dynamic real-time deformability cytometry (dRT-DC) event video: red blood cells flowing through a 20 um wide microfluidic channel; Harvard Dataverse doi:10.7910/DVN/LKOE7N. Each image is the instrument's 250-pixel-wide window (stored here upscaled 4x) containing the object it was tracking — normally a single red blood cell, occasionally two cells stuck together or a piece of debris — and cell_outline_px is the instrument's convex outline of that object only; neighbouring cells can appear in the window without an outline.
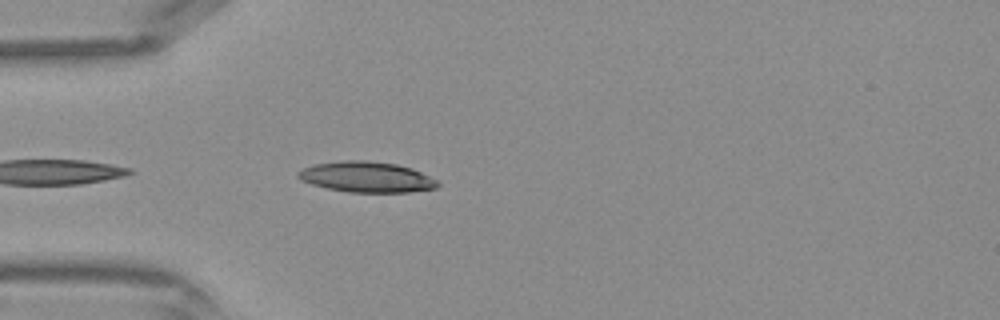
{"species": "Egyptian fruit bat (a non-hibernating species)", "species_latin": "Rousettus aegyptiacus", "temperature_condition": "warm", "stored_images_in_passage": 8, "camera_frame_rate_fps": 3000, "um_per_image_px": 0.085, "frame": {"image": 1, "passage_image": 2, "time_ms": 0.333, "image_size_px": [1000, 320], "cell_outline_px": [[440, 184], [436, 188], [408, 192], [348, 192], [328, 188], [312, 184], [300, 180], [296, 176], [296, 172], [304, 168], [316, 164], [344, 160], [364, 160], [396, 164], [412, 168], [436, 180]], "centroid_in_image_um": [31.14, 15.04], "position_along_channel_um": 53.9, "area_um2": 24.74}}
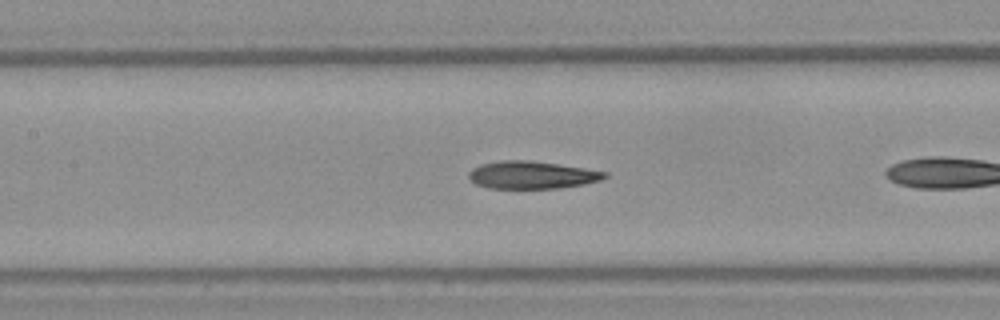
{"frame": {"image": 2, "passage_image": 7, "time_ms": 2.0, "image_size_px": [1000, 320], "cell_outline_px": [[608, 176], [600, 180], [584, 184], [560, 188], [488, 188], [476, 184], [468, 176], [468, 172], [472, 168], [480, 164], [500, 160], [532, 160], [560, 164], [608, 172]], "centroid_in_image_um": [45.2, 14.86], "position_along_channel_um": 162.2, "area_um2": 21.96}}